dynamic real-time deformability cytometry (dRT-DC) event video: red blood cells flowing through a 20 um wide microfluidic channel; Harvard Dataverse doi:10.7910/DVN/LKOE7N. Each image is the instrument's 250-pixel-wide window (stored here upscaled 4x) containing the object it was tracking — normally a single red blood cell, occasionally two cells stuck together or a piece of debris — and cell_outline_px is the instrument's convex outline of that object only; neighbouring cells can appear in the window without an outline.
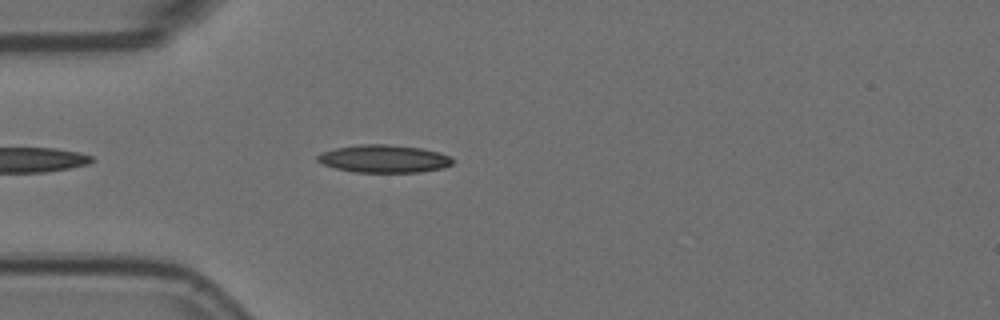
{"species": "Egyptian fruit bat (a non-hibernating species)", "species_latin": "Rousettus aegyptiacus", "temperature_condition": "room temperature", "stored_images_in_passage": 29, "camera_frame_rate_fps": 3000, "um_per_image_px": 0.085, "animal": {"sex": "female"}, "frame": {"image": 1, "passage_image": 4, "time_ms": 1.0, "image_size_px": [1000, 320], "cell_outline_px": [[456, 160], [452, 164], [440, 168], [420, 172], [356, 172], [336, 168], [324, 164], [316, 160], [316, 156], [320, 152], [332, 148], [360, 144], [388, 144], [420, 148], [440, 152]], "centroid_in_image_um": [32.61, 13.48], "position_along_channel_um": 52.4, "area_um2": 21.91}}
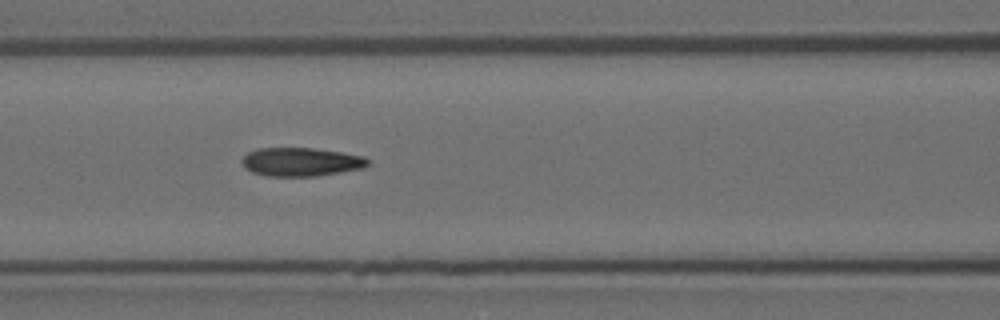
{"frame": {"image": 2, "passage_image": 12, "time_ms": 3.667, "image_size_px": [1000, 320], "cell_outline_px": [[368, 164], [364, 168], [316, 176], [268, 176], [252, 172], [244, 168], [240, 160], [248, 152], [256, 148], [312, 148], [340, 152], [364, 156], [368, 160]], "centroid_in_image_um": [25.54, 13.76], "position_along_channel_um": 141.1, "area_um2": 20.98}}
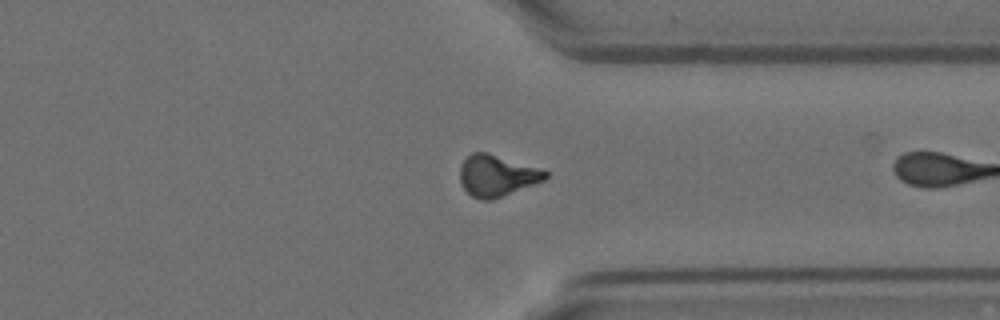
{"frame": {"image": 3, "passage_image": 28, "time_ms": 9.0, "image_size_px": [1000, 320], "cell_outline_px": [[548, 176], [544, 180], [492, 200], [480, 200], [472, 196], [460, 184], [460, 164], [472, 152], [488, 152], [548, 172]], "centroid_in_image_um": [42.18, 14.93], "position_along_channel_um": 369.2, "area_um2": 20.29}}